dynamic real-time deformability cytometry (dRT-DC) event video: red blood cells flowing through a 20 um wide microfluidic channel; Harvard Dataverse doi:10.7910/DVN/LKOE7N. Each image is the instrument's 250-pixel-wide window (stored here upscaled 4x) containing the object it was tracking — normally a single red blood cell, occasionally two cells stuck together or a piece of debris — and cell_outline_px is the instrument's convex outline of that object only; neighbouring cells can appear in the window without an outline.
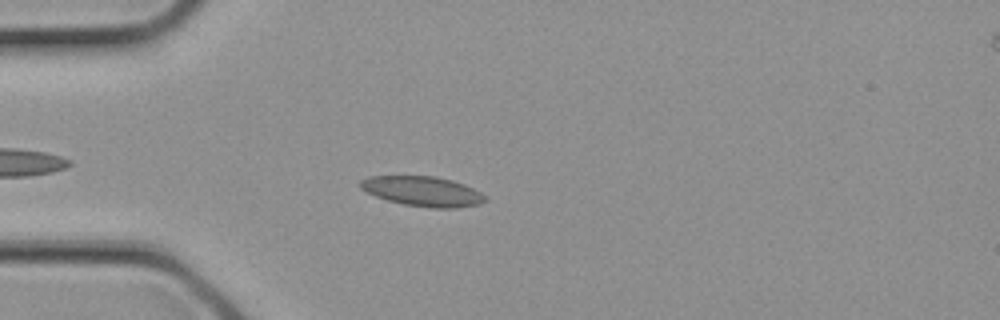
{"species": "common noctule bat (a hibernating species)", "species_latin": "Nyctalus noctula", "temperature_condition": "cold", "stored_images_in_passage": 14, "camera_frame_rate_fps": 3000, "um_per_image_px": 0.085, "animal": {"sex": "female", "body_mass_g": 21.9}, "frame": {"image": 1, "passage_image": 8, "time_ms": 2.333, "image_size_px": [1000, 320], "cell_outline_px": [[488, 200], [476, 204], [456, 208], [432, 208], [404, 204], [388, 200], [376, 196], [360, 188], [360, 180], [368, 176], [432, 176], [452, 180], [464, 184], [488, 196]], "centroid_in_image_um": [35.94, 16.26], "position_along_channel_um": 49.1, "area_um2": 21.62}}
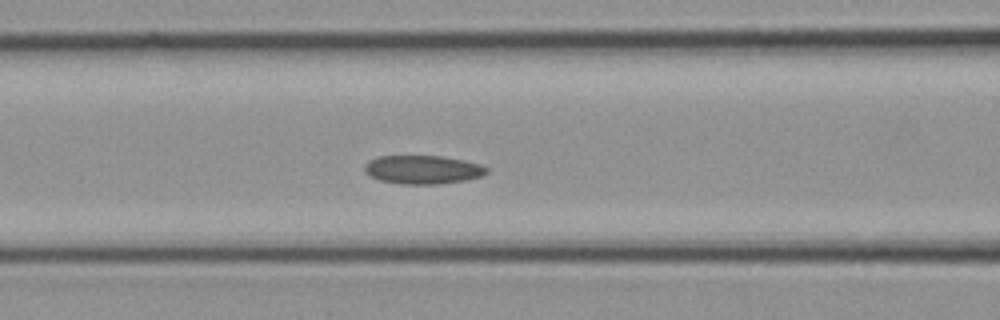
{"frame": {"image": 2, "passage_image": 12, "time_ms": 3.667, "image_size_px": [1000, 320], "cell_outline_px": [[488, 172], [480, 176], [468, 180], [440, 184], [400, 184], [380, 180], [364, 172], [364, 164], [368, 160], [376, 156], [440, 156], [464, 160], [480, 164], [488, 168]], "centroid_in_image_um": [35.92, 14.42], "position_along_channel_um": 130.7, "area_um2": 20.46}}
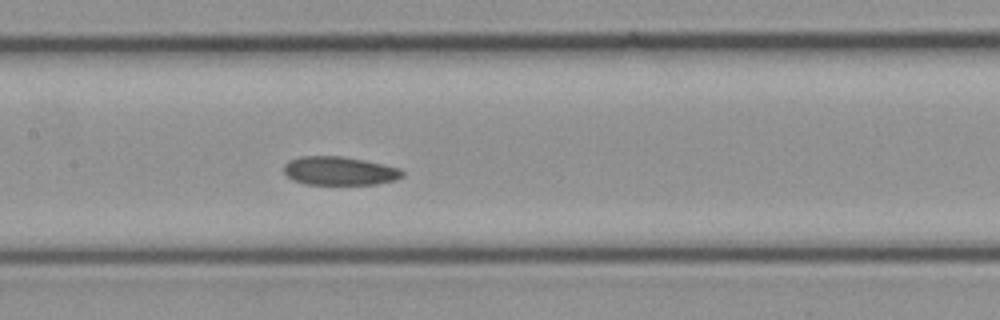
{"frame": {"image": 3, "passage_image": 14, "time_ms": 4.333, "image_size_px": [1000, 320], "cell_outline_px": [[404, 176], [396, 180], [376, 184], [304, 184], [292, 180], [284, 172], [284, 164], [288, 160], [300, 156], [340, 156], [364, 160], [384, 164], [400, 168], [404, 172]], "centroid_in_image_um": [28.86, 14.52], "position_along_channel_um": 178.5, "area_um2": 19.88}}